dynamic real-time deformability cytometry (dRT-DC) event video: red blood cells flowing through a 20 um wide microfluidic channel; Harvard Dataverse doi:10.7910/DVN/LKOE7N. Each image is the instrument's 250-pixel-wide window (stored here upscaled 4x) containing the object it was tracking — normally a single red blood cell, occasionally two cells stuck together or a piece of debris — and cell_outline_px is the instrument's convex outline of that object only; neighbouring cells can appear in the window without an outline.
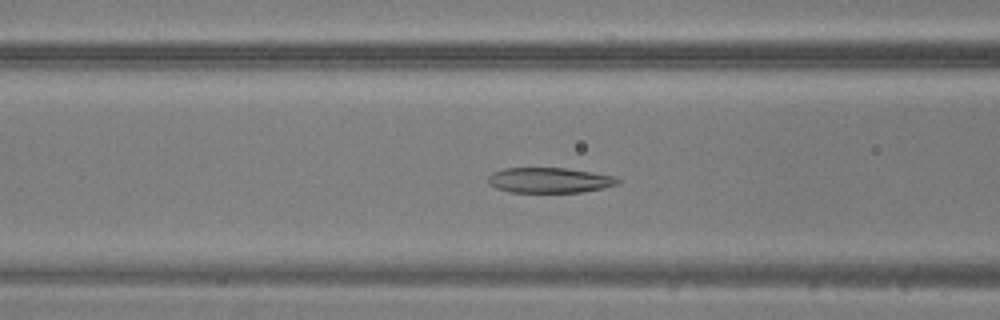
{"species": "common noctule bat (a hibernating species)", "species_latin": "Nyctalus noctula", "temperature_condition": "warm", "stored_images_in_passage": 41, "camera_frame_rate_fps": 3000, "um_per_image_px": 0.085, "animal": {"sex": "male", "body_mass_g": 20.5, "forearm_length_mm": 52.5}, "frame": {"image": 1, "passage_image": 12, "time_ms": 3.667, "image_size_px": [1000, 320], "cell_outline_px": [[620, 184], [604, 188], [584, 192], [508, 192], [496, 188], [488, 184], [488, 176], [492, 172], [504, 168], [568, 168], [616, 176], [620, 180]], "centroid_in_image_um": [46.72, 15.32], "position_along_channel_um": 119.9, "area_um2": 19.36}}
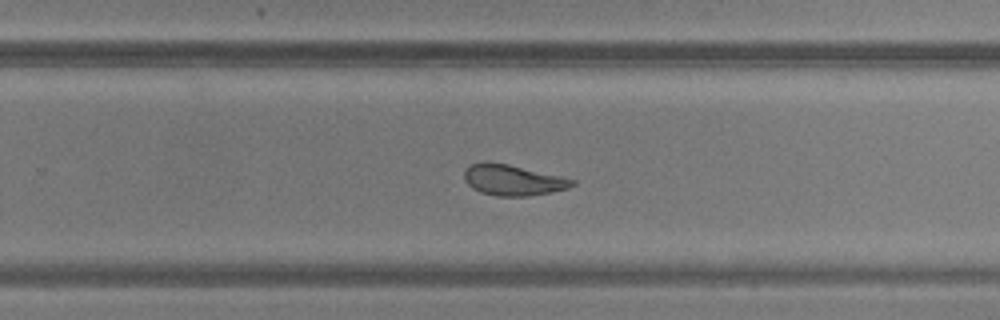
{"frame": {"image": 2, "passage_image": 24, "time_ms": 7.667, "image_size_px": [1000, 320], "cell_outline_px": [[576, 184], [568, 188], [552, 192], [528, 196], [496, 196], [480, 192], [472, 188], [464, 180], [464, 172], [472, 164], [484, 160], [488, 160], [508, 164], [560, 176], [576, 180]], "centroid_in_image_um": [43.58, 15.3], "position_along_channel_um": 286.2, "area_um2": 19.48}}
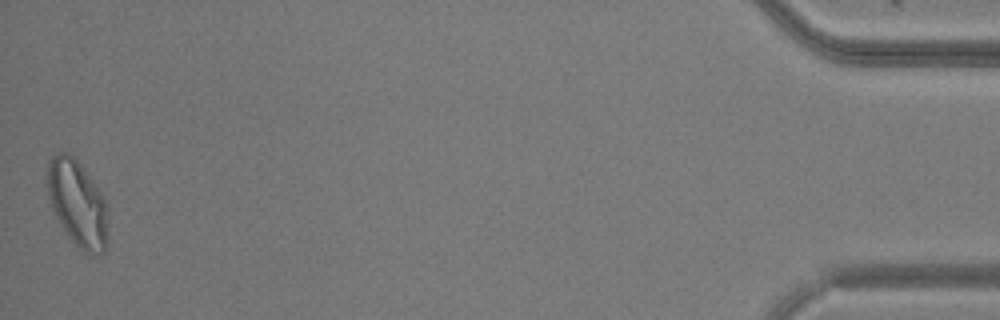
{"frame": {"image": 3, "passage_image": 41, "time_ms": 13.333, "image_size_px": [1000, 320], "cell_outline_px": [[108, 236], [104, 252], [100, 256], [92, 256], [84, 252], [68, 236], [56, 216], [52, 208], [48, 196], [48, 160], [56, 152], [68, 152], [80, 164], [104, 196], [108, 216]], "centroid_in_image_um": [6.62, 17.32], "position_along_channel_um": 428.6, "area_um2": 30.58}}